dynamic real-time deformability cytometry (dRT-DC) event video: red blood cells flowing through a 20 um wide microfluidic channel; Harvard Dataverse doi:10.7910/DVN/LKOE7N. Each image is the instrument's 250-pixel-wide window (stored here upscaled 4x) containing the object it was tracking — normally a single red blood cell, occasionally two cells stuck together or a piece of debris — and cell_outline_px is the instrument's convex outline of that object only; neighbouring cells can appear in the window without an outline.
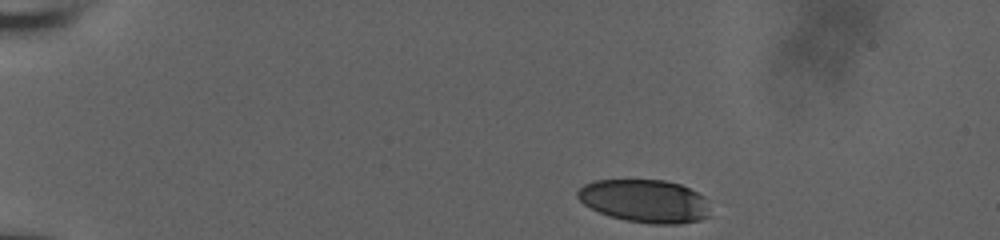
{"species": "human", "species_latin": "Homo sapiens", "temperature_condition": "room temperature", "stored_images_in_passage": 12, "camera_frame_rate_fps": 3000, "um_per_image_px": 0.085, "donor": {"sex": "male"}, "frame": {"image": 1, "passage_image": 1, "time_ms": 0.0, "image_size_px": [1000, 240], "cell_outline_px": [[712, 216], [700, 220], [680, 224], [652, 224], [624, 220], [608, 216], [584, 204], [576, 196], [576, 192], [584, 184], [596, 180], [664, 180], [680, 184], [704, 196]], "centroid_in_image_um": [54.83, 17.1], "position_along_channel_um": 30.2, "area_um2": 33.41}}
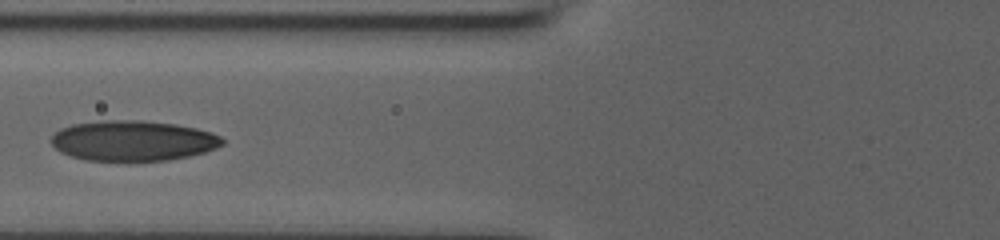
{"frame": {"image": 2, "passage_image": 9, "time_ms": 2.667, "image_size_px": [1000, 240], "cell_outline_px": [[224, 144], [216, 148], [204, 152], [188, 156], [168, 160], [88, 160], [72, 156], [60, 152], [52, 144], [52, 136], [60, 128], [72, 124], [104, 120], [144, 120], [176, 124], [196, 128], [212, 132], [220, 136], [224, 140]], "centroid_in_image_um": [11.32, 11.94], "position_along_channel_um": 114.5, "area_um2": 40.11}}
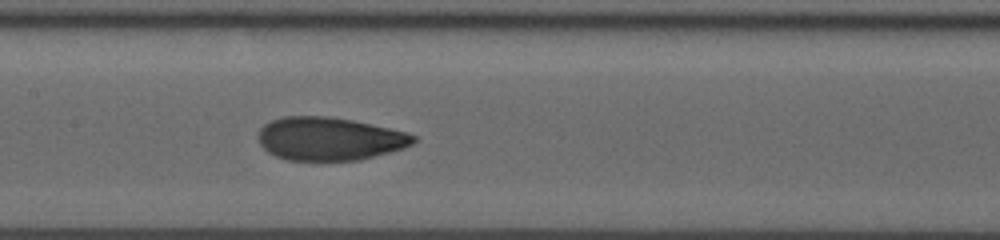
{"frame": {"image": 3, "passage_image": 12, "time_ms": 3.667, "image_size_px": [1000, 240], "cell_outline_px": [[416, 140], [412, 144], [404, 148], [360, 160], [288, 160], [276, 156], [268, 152], [260, 144], [260, 128], [264, 124], [272, 120], [284, 116], [328, 116], [352, 120], [408, 132], [416, 136]], "centroid_in_image_um": [28.02, 11.79], "position_along_channel_um": 179.4, "area_um2": 38.9}}